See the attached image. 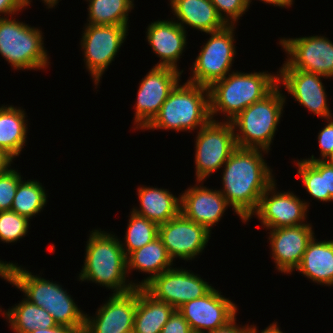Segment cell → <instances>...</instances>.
Segmentation results:
<instances>
[{"mask_svg":"<svg viewBox=\"0 0 333 333\" xmlns=\"http://www.w3.org/2000/svg\"><path fill=\"white\" fill-rule=\"evenodd\" d=\"M280 89L278 85L264 99L245 108L230 121L237 147L270 152V145L286 103V96Z\"/></svg>","mask_w":333,"mask_h":333,"instance_id":"6","label":"cell"},{"mask_svg":"<svg viewBox=\"0 0 333 333\" xmlns=\"http://www.w3.org/2000/svg\"><path fill=\"white\" fill-rule=\"evenodd\" d=\"M214 287L203 297L186 302L178 311L192 332L205 333L226 326L237 314V306Z\"/></svg>","mask_w":333,"mask_h":333,"instance_id":"16","label":"cell"},{"mask_svg":"<svg viewBox=\"0 0 333 333\" xmlns=\"http://www.w3.org/2000/svg\"><path fill=\"white\" fill-rule=\"evenodd\" d=\"M1 314L8 320L10 329L15 333H30L36 329H47L57 325L48 311L26 298Z\"/></svg>","mask_w":333,"mask_h":333,"instance_id":"28","label":"cell"},{"mask_svg":"<svg viewBox=\"0 0 333 333\" xmlns=\"http://www.w3.org/2000/svg\"><path fill=\"white\" fill-rule=\"evenodd\" d=\"M46 204L47 193L42 183L37 180H21L11 210L30 220L41 212Z\"/></svg>","mask_w":333,"mask_h":333,"instance_id":"30","label":"cell"},{"mask_svg":"<svg viewBox=\"0 0 333 333\" xmlns=\"http://www.w3.org/2000/svg\"><path fill=\"white\" fill-rule=\"evenodd\" d=\"M279 41L288 55L279 69H298L329 79L333 77V43L325 35L281 38Z\"/></svg>","mask_w":333,"mask_h":333,"instance_id":"11","label":"cell"},{"mask_svg":"<svg viewBox=\"0 0 333 333\" xmlns=\"http://www.w3.org/2000/svg\"><path fill=\"white\" fill-rule=\"evenodd\" d=\"M234 29L235 25H226L221 30L206 33L211 37L193 62L192 76L187 82L209 88L230 73L236 55Z\"/></svg>","mask_w":333,"mask_h":333,"instance_id":"8","label":"cell"},{"mask_svg":"<svg viewBox=\"0 0 333 333\" xmlns=\"http://www.w3.org/2000/svg\"><path fill=\"white\" fill-rule=\"evenodd\" d=\"M278 85L282 84L295 101L320 118L333 117L327 103L325 86L321 78L325 76L298 69H279Z\"/></svg>","mask_w":333,"mask_h":333,"instance_id":"18","label":"cell"},{"mask_svg":"<svg viewBox=\"0 0 333 333\" xmlns=\"http://www.w3.org/2000/svg\"><path fill=\"white\" fill-rule=\"evenodd\" d=\"M196 135L195 181H204L223 168L237 145L231 122L210 120Z\"/></svg>","mask_w":333,"mask_h":333,"instance_id":"9","label":"cell"},{"mask_svg":"<svg viewBox=\"0 0 333 333\" xmlns=\"http://www.w3.org/2000/svg\"><path fill=\"white\" fill-rule=\"evenodd\" d=\"M129 215L128 227L123 238L125 240L124 242L120 240L126 256L157 238L159 228L154 222L133 211Z\"/></svg>","mask_w":333,"mask_h":333,"instance_id":"31","label":"cell"},{"mask_svg":"<svg viewBox=\"0 0 333 333\" xmlns=\"http://www.w3.org/2000/svg\"><path fill=\"white\" fill-rule=\"evenodd\" d=\"M175 308L155 299L143 287L136 288L133 333H160Z\"/></svg>","mask_w":333,"mask_h":333,"instance_id":"25","label":"cell"},{"mask_svg":"<svg viewBox=\"0 0 333 333\" xmlns=\"http://www.w3.org/2000/svg\"><path fill=\"white\" fill-rule=\"evenodd\" d=\"M13 160L15 159L12 158L7 152L0 150V175L10 168Z\"/></svg>","mask_w":333,"mask_h":333,"instance_id":"42","label":"cell"},{"mask_svg":"<svg viewBox=\"0 0 333 333\" xmlns=\"http://www.w3.org/2000/svg\"><path fill=\"white\" fill-rule=\"evenodd\" d=\"M315 237L309 242L295 270L314 283L333 286V240L318 242Z\"/></svg>","mask_w":333,"mask_h":333,"instance_id":"24","label":"cell"},{"mask_svg":"<svg viewBox=\"0 0 333 333\" xmlns=\"http://www.w3.org/2000/svg\"><path fill=\"white\" fill-rule=\"evenodd\" d=\"M25 114L21 107L0 106V150L14 159L20 155L27 141L28 121Z\"/></svg>","mask_w":333,"mask_h":333,"instance_id":"27","label":"cell"},{"mask_svg":"<svg viewBox=\"0 0 333 333\" xmlns=\"http://www.w3.org/2000/svg\"><path fill=\"white\" fill-rule=\"evenodd\" d=\"M30 333H78L74 328L62 325H56L47 329H36Z\"/></svg>","mask_w":333,"mask_h":333,"instance_id":"41","label":"cell"},{"mask_svg":"<svg viewBox=\"0 0 333 333\" xmlns=\"http://www.w3.org/2000/svg\"><path fill=\"white\" fill-rule=\"evenodd\" d=\"M262 149L237 147L223 165L222 189L227 203L245 221L256 210L266 189L276 181Z\"/></svg>","mask_w":333,"mask_h":333,"instance_id":"1","label":"cell"},{"mask_svg":"<svg viewBox=\"0 0 333 333\" xmlns=\"http://www.w3.org/2000/svg\"><path fill=\"white\" fill-rule=\"evenodd\" d=\"M13 18H0L1 56L13 70L46 69L50 59L44 47L42 31Z\"/></svg>","mask_w":333,"mask_h":333,"instance_id":"7","label":"cell"},{"mask_svg":"<svg viewBox=\"0 0 333 333\" xmlns=\"http://www.w3.org/2000/svg\"><path fill=\"white\" fill-rule=\"evenodd\" d=\"M183 70L153 66L142 78L137 92L134 129H145L158 115L169 93L181 81Z\"/></svg>","mask_w":333,"mask_h":333,"instance_id":"12","label":"cell"},{"mask_svg":"<svg viewBox=\"0 0 333 333\" xmlns=\"http://www.w3.org/2000/svg\"><path fill=\"white\" fill-rule=\"evenodd\" d=\"M276 184L274 181L266 189L256 210L245 222L247 223L253 215H256L263 228L267 229L307 224L308 201L301 200L293 192H278Z\"/></svg>","mask_w":333,"mask_h":333,"instance_id":"13","label":"cell"},{"mask_svg":"<svg viewBox=\"0 0 333 333\" xmlns=\"http://www.w3.org/2000/svg\"><path fill=\"white\" fill-rule=\"evenodd\" d=\"M29 219L18 213L8 210L0 211V240L14 243L25 237L29 229Z\"/></svg>","mask_w":333,"mask_h":333,"instance_id":"33","label":"cell"},{"mask_svg":"<svg viewBox=\"0 0 333 333\" xmlns=\"http://www.w3.org/2000/svg\"><path fill=\"white\" fill-rule=\"evenodd\" d=\"M269 230L268 240L275 268L283 274H291L300 265L303 254L315 235L312 225L307 223Z\"/></svg>","mask_w":333,"mask_h":333,"instance_id":"19","label":"cell"},{"mask_svg":"<svg viewBox=\"0 0 333 333\" xmlns=\"http://www.w3.org/2000/svg\"><path fill=\"white\" fill-rule=\"evenodd\" d=\"M42 1L46 6H48V9L54 8L59 2V0H42Z\"/></svg>","mask_w":333,"mask_h":333,"instance_id":"45","label":"cell"},{"mask_svg":"<svg viewBox=\"0 0 333 333\" xmlns=\"http://www.w3.org/2000/svg\"><path fill=\"white\" fill-rule=\"evenodd\" d=\"M179 84L169 93L158 115L144 131L164 129L190 133L211 120L209 88L187 81Z\"/></svg>","mask_w":333,"mask_h":333,"instance_id":"5","label":"cell"},{"mask_svg":"<svg viewBox=\"0 0 333 333\" xmlns=\"http://www.w3.org/2000/svg\"><path fill=\"white\" fill-rule=\"evenodd\" d=\"M86 244L84 265L79 281H92L111 289L112 294H124L137 288V283L127 279V256L120 239L112 233L94 229ZM133 282V283H132Z\"/></svg>","mask_w":333,"mask_h":333,"instance_id":"3","label":"cell"},{"mask_svg":"<svg viewBox=\"0 0 333 333\" xmlns=\"http://www.w3.org/2000/svg\"><path fill=\"white\" fill-rule=\"evenodd\" d=\"M205 333H248V324L240 327L235 317L226 326Z\"/></svg>","mask_w":333,"mask_h":333,"instance_id":"39","label":"cell"},{"mask_svg":"<svg viewBox=\"0 0 333 333\" xmlns=\"http://www.w3.org/2000/svg\"><path fill=\"white\" fill-rule=\"evenodd\" d=\"M210 235L203 225L189 220L181 212L158 228V237L172 260L177 257L194 260L206 248Z\"/></svg>","mask_w":333,"mask_h":333,"instance_id":"15","label":"cell"},{"mask_svg":"<svg viewBox=\"0 0 333 333\" xmlns=\"http://www.w3.org/2000/svg\"><path fill=\"white\" fill-rule=\"evenodd\" d=\"M90 25L128 26L129 12L134 9V0H87Z\"/></svg>","mask_w":333,"mask_h":333,"instance_id":"29","label":"cell"},{"mask_svg":"<svg viewBox=\"0 0 333 333\" xmlns=\"http://www.w3.org/2000/svg\"><path fill=\"white\" fill-rule=\"evenodd\" d=\"M18 170L9 168L0 175V211L11 210L19 182L23 179Z\"/></svg>","mask_w":333,"mask_h":333,"instance_id":"34","label":"cell"},{"mask_svg":"<svg viewBox=\"0 0 333 333\" xmlns=\"http://www.w3.org/2000/svg\"><path fill=\"white\" fill-rule=\"evenodd\" d=\"M139 207L132 211L146 217L155 224L162 225L180 213L181 197L164 188L139 186L137 188Z\"/></svg>","mask_w":333,"mask_h":333,"instance_id":"23","label":"cell"},{"mask_svg":"<svg viewBox=\"0 0 333 333\" xmlns=\"http://www.w3.org/2000/svg\"><path fill=\"white\" fill-rule=\"evenodd\" d=\"M155 299L178 309L186 302L203 297L213 286L190 270L170 268L143 287Z\"/></svg>","mask_w":333,"mask_h":333,"instance_id":"14","label":"cell"},{"mask_svg":"<svg viewBox=\"0 0 333 333\" xmlns=\"http://www.w3.org/2000/svg\"><path fill=\"white\" fill-rule=\"evenodd\" d=\"M324 184L325 194L333 198V166L324 160Z\"/></svg>","mask_w":333,"mask_h":333,"instance_id":"40","label":"cell"},{"mask_svg":"<svg viewBox=\"0 0 333 333\" xmlns=\"http://www.w3.org/2000/svg\"><path fill=\"white\" fill-rule=\"evenodd\" d=\"M173 15L177 23L185 30V26L209 33L223 29L227 24L218 15L216 7L210 0H170Z\"/></svg>","mask_w":333,"mask_h":333,"instance_id":"22","label":"cell"},{"mask_svg":"<svg viewBox=\"0 0 333 333\" xmlns=\"http://www.w3.org/2000/svg\"><path fill=\"white\" fill-rule=\"evenodd\" d=\"M160 333H193L183 315L175 309Z\"/></svg>","mask_w":333,"mask_h":333,"instance_id":"37","label":"cell"},{"mask_svg":"<svg viewBox=\"0 0 333 333\" xmlns=\"http://www.w3.org/2000/svg\"><path fill=\"white\" fill-rule=\"evenodd\" d=\"M280 327H278V323L277 322H273L272 324H270L269 326H267L264 330H261L260 333H283L280 329ZM257 326L255 325H248V333H259V331L257 332Z\"/></svg>","mask_w":333,"mask_h":333,"instance_id":"43","label":"cell"},{"mask_svg":"<svg viewBox=\"0 0 333 333\" xmlns=\"http://www.w3.org/2000/svg\"><path fill=\"white\" fill-rule=\"evenodd\" d=\"M327 125L318 133V143L321 157L316 158L312 155L306 161L325 160L333 152V117L327 119ZM321 158V159H320Z\"/></svg>","mask_w":333,"mask_h":333,"instance_id":"36","label":"cell"},{"mask_svg":"<svg viewBox=\"0 0 333 333\" xmlns=\"http://www.w3.org/2000/svg\"><path fill=\"white\" fill-rule=\"evenodd\" d=\"M32 0H0V18L17 14L30 6ZM1 14H4L3 16Z\"/></svg>","mask_w":333,"mask_h":333,"instance_id":"38","label":"cell"},{"mask_svg":"<svg viewBox=\"0 0 333 333\" xmlns=\"http://www.w3.org/2000/svg\"><path fill=\"white\" fill-rule=\"evenodd\" d=\"M266 4H273V6H279L281 8H289L293 5V0H259ZM252 0H247L248 5L250 6Z\"/></svg>","mask_w":333,"mask_h":333,"instance_id":"44","label":"cell"},{"mask_svg":"<svg viewBox=\"0 0 333 333\" xmlns=\"http://www.w3.org/2000/svg\"><path fill=\"white\" fill-rule=\"evenodd\" d=\"M216 7L218 15L227 25H235L236 22L248 11L247 0H210Z\"/></svg>","mask_w":333,"mask_h":333,"instance_id":"35","label":"cell"},{"mask_svg":"<svg viewBox=\"0 0 333 333\" xmlns=\"http://www.w3.org/2000/svg\"><path fill=\"white\" fill-rule=\"evenodd\" d=\"M298 178L302 180L306 191L314 198L323 202L333 201L330 194H325L324 160H296Z\"/></svg>","mask_w":333,"mask_h":333,"instance_id":"32","label":"cell"},{"mask_svg":"<svg viewBox=\"0 0 333 333\" xmlns=\"http://www.w3.org/2000/svg\"><path fill=\"white\" fill-rule=\"evenodd\" d=\"M172 265L173 260L159 237L127 256L128 274H131L132 270L150 274L141 282H136L137 288L144 287L154 277L172 268Z\"/></svg>","mask_w":333,"mask_h":333,"instance_id":"26","label":"cell"},{"mask_svg":"<svg viewBox=\"0 0 333 333\" xmlns=\"http://www.w3.org/2000/svg\"><path fill=\"white\" fill-rule=\"evenodd\" d=\"M147 36L153 53L159 58L155 66L171 67L177 70V62L187 45V32L175 20H156L147 26Z\"/></svg>","mask_w":333,"mask_h":333,"instance_id":"21","label":"cell"},{"mask_svg":"<svg viewBox=\"0 0 333 333\" xmlns=\"http://www.w3.org/2000/svg\"><path fill=\"white\" fill-rule=\"evenodd\" d=\"M180 197V212L189 220L203 225L210 233L213 225L218 224L230 207L219 190L207 188L203 181H196Z\"/></svg>","mask_w":333,"mask_h":333,"instance_id":"20","label":"cell"},{"mask_svg":"<svg viewBox=\"0 0 333 333\" xmlns=\"http://www.w3.org/2000/svg\"><path fill=\"white\" fill-rule=\"evenodd\" d=\"M327 163L333 166V152L325 159Z\"/></svg>","mask_w":333,"mask_h":333,"instance_id":"46","label":"cell"},{"mask_svg":"<svg viewBox=\"0 0 333 333\" xmlns=\"http://www.w3.org/2000/svg\"><path fill=\"white\" fill-rule=\"evenodd\" d=\"M278 86V73L232 71L209 87L210 117L221 113L232 121L245 108L264 99Z\"/></svg>","mask_w":333,"mask_h":333,"instance_id":"4","label":"cell"},{"mask_svg":"<svg viewBox=\"0 0 333 333\" xmlns=\"http://www.w3.org/2000/svg\"><path fill=\"white\" fill-rule=\"evenodd\" d=\"M128 28V26L85 24L80 41L81 50L84 51L83 60L86 69L90 72L96 87L127 38Z\"/></svg>","mask_w":333,"mask_h":333,"instance_id":"10","label":"cell"},{"mask_svg":"<svg viewBox=\"0 0 333 333\" xmlns=\"http://www.w3.org/2000/svg\"><path fill=\"white\" fill-rule=\"evenodd\" d=\"M136 312V288L124 294H111L96 311L85 314L83 333H133Z\"/></svg>","mask_w":333,"mask_h":333,"instance_id":"17","label":"cell"},{"mask_svg":"<svg viewBox=\"0 0 333 333\" xmlns=\"http://www.w3.org/2000/svg\"><path fill=\"white\" fill-rule=\"evenodd\" d=\"M17 264L0 260V277L25 293L28 301L48 311L57 325L72 327L83 333L85 313L67 290L56 281L32 275L28 269Z\"/></svg>","mask_w":333,"mask_h":333,"instance_id":"2","label":"cell"}]
</instances>
